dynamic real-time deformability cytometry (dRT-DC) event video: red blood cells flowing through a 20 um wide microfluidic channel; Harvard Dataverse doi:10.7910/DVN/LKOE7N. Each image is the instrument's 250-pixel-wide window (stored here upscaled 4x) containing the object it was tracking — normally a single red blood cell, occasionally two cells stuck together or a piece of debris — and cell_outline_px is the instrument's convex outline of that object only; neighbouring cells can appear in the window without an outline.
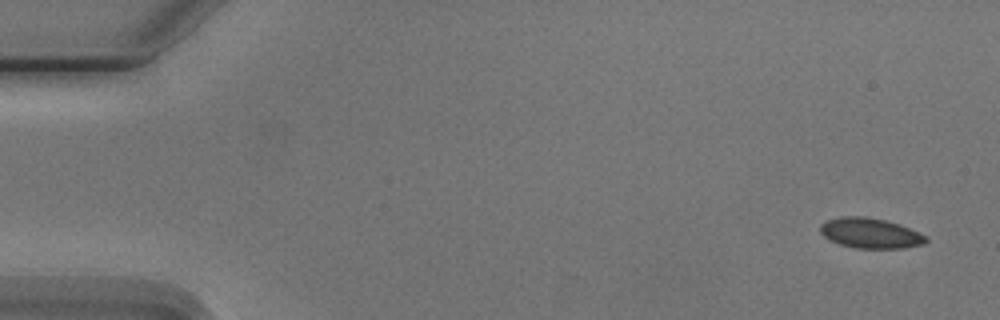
{"species": "Egyptian fruit bat (a non-hibernating species)", "species_latin": "Rousettus aegyptiacus", "temperature_condition": "cold", "stored_images_in_passage": 4, "camera_frame_rate_fps": 3000, "um_per_image_px": 0.085, "animal": {"sex": "male"}, "frame": {"image": 1, "passage_image": 1, "time_ms": 0.0, "image_size_px": [1000, 320], "cell_outline_px": [[928, 240], [924, 244], [904, 248], [856, 248], [840, 244], [828, 240], [820, 232], [820, 224], [824, 220], [840, 216], [864, 216], [884, 220], [900, 224], [928, 236]], "centroid_in_image_um": [73.96, 19.81], "position_along_channel_um": 11.0, "area_um2": 18.84}}